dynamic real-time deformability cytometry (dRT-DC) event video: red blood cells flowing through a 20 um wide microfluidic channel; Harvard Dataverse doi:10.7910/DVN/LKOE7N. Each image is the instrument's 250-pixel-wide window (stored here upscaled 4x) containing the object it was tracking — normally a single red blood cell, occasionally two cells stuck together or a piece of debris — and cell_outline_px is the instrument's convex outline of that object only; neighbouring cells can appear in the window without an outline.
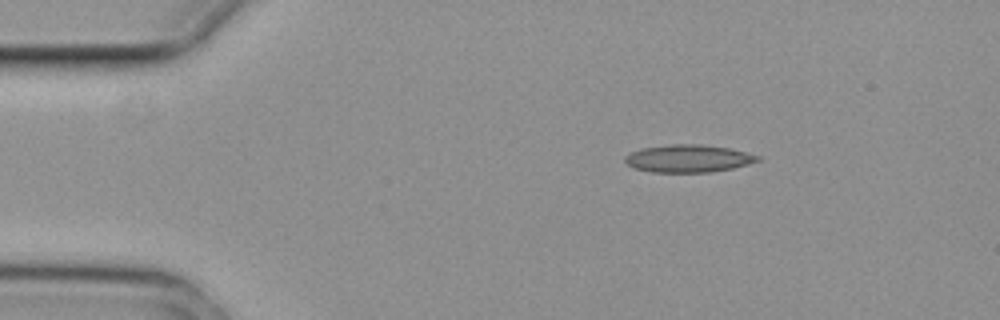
{"species": "common noctule bat (a hibernating species)", "species_latin": "Nyctalus noctula", "temperature_condition": "cold", "stored_images_in_passage": 2, "camera_frame_rate_fps": 3000, "um_per_image_px": 0.085, "animal": {"sex": "female", "body_mass_g": 29.2, "forearm_length_mm": 56.3}, "frame": {"image": 1, "passage_image": 1, "time_ms": 0.0, "image_size_px": [1000, 320], "cell_outline_px": [[760, 160], [748, 164], [732, 168], [712, 172], [652, 172], [636, 168], [628, 164], [624, 160], [624, 156], [640, 148], [672, 144], [700, 144], [728, 148], [760, 156]], "centroid_in_image_um": [58.49, 13.47], "position_along_channel_um": 26.5, "area_um2": 21.15}}